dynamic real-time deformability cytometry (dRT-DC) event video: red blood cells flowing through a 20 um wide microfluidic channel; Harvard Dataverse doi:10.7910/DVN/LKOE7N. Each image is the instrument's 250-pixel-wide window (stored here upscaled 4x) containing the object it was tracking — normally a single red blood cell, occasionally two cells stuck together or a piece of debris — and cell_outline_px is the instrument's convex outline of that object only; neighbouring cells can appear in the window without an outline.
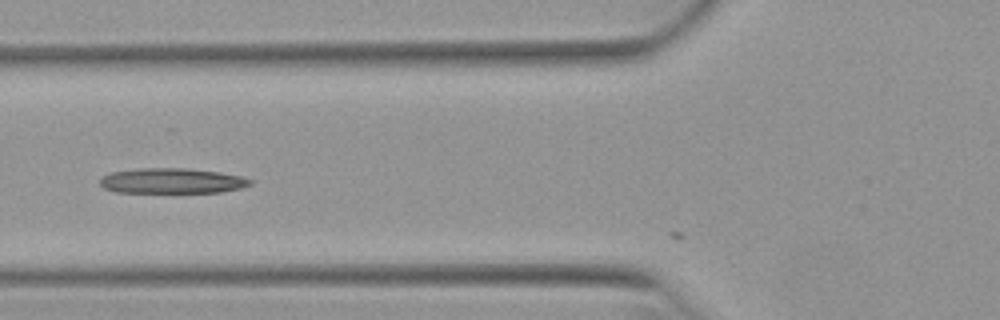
{"species": "Egyptian fruit bat (a non-hibernating species)", "species_latin": "Rousettus aegyptiacus", "temperature_condition": "warm", "stored_images_in_passage": 4, "camera_frame_rate_fps": 3000, "um_per_image_px": 0.085, "animal": {"sex": "female"}, "frame": {"image": 1, "passage_image": 2, "time_ms": 0.333, "image_size_px": [1000, 320], "cell_outline_px": [[252, 184], [240, 188], [220, 192], [116, 192], [104, 188], [100, 184], [100, 176], [112, 172], [140, 168], [188, 168], [220, 172], [240, 176], [252, 180]], "centroid_in_image_um": [14.6, 15.36], "position_along_channel_um": 111.2, "area_um2": 22.08}}